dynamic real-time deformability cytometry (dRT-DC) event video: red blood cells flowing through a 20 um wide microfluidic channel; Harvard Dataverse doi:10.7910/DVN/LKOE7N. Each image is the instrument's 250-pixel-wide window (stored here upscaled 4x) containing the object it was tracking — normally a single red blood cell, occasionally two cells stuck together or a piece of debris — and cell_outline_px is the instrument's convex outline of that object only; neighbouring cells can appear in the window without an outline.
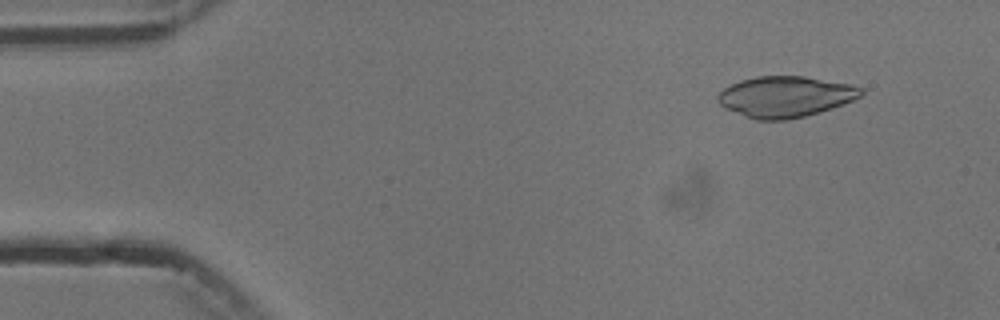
{"species": "common noctule bat (a hibernating species)", "species_latin": "Nyctalus noctula", "temperature_condition": "cold", "stored_images_in_passage": 6, "camera_frame_rate_fps": 3000, "um_per_image_px": 0.085, "animal": {"sex": "male", "body_mass_g": 13.3}, "frame": {"image": 1, "passage_image": 1, "time_ms": 0.0, "image_size_px": [1000, 320], "cell_outline_px": [[864, 92], [860, 96], [852, 100], [832, 108], [820, 112], [788, 120], [756, 120], [744, 116], [724, 108], [716, 100], [716, 96], [724, 88], [740, 80], [756, 76], [804, 76], [852, 84], [864, 88]], "centroid_in_image_um": [66.74, 8.21], "position_along_channel_um": 18.3, "area_um2": 34.33}}